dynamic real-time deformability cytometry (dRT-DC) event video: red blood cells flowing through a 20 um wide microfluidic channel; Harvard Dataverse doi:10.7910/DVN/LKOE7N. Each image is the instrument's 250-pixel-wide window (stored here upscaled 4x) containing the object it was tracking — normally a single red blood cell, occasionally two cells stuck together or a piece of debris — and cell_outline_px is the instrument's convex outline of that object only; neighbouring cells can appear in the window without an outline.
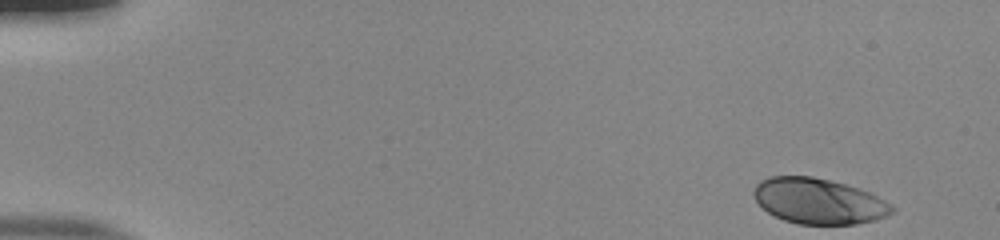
{"species": "human", "species_latin": "Homo sapiens", "temperature_condition": "room temperature", "stored_images_in_passage": 51, "camera_frame_rate_fps": 3000, "um_per_image_px": 0.085, "donor": {"sex": "male"}, "frame": {"image": 1, "passage_image": 1, "time_ms": 0.0, "image_size_px": [1000, 240], "cell_outline_px": [[896, 208], [892, 212], [876, 220], [856, 224], [796, 224], [784, 220], [768, 212], [756, 200], [752, 192], [756, 184], [760, 180], [768, 176], [812, 176], [860, 188], [892, 204]], "centroid_in_image_um": [69.57, 17.09], "position_along_channel_um": 15.4, "area_um2": 36.65}}
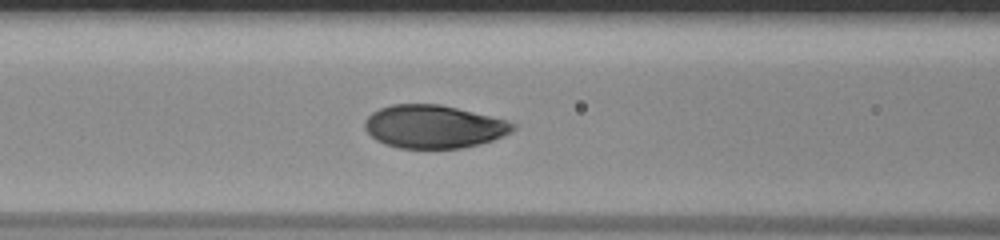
{"frame": {"image": 2, "passage_image": 21, "time_ms": 6.667, "image_size_px": [1000, 240], "cell_outline_px": [[516, 128], [512, 132], [504, 136], [480, 144], [460, 148], [400, 148], [384, 144], [376, 140], [364, 128], [364, 120], [372, 112], [380, 108], [392, 104], [440, 104], [508, 120], [516, 124]], "centroid_in_image_um": [36.88, 10.76], "position_along_channel_um": 129.7, "area_um2": 37.34}}
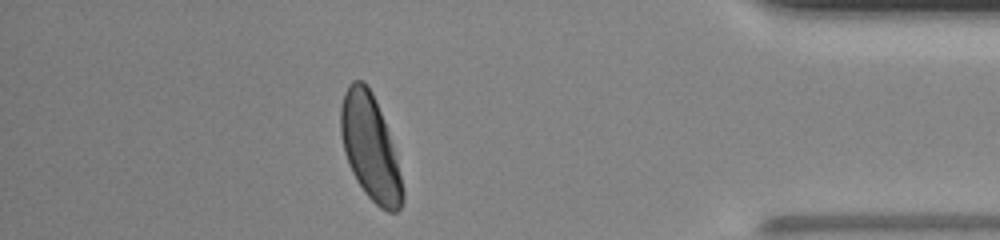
{"frame": {"image": 3, "passage_image": 45, "time_ms": 14.667, "image_size_px": [1000, 240], "cell_outline_px": [[404, 200], [400, 208], [396, 212], [388, 212], [380, 208], [364, 192], [356, 180], [348, 164], [344, 152], [340, 132], [340, 108], [344, 92], [348, 84], [352, 80], [364, 80], [372, 92], [376, 100], [388, 132], [396, 160], [404, 192]], "centroid_in_image_um": [31.43, 12.52], "position_along_channel_um": 403.8, "area_um2": 37.69}, "authors_computed_cell_mechanics": {"area_um2": 37.6278, "velocity_mm_per_s": 3.8496, "shape_relaxation_time_tau1_ms": 2.4414, "shape_relaxation_time_tau2_ms": null, "deformation_change_tau1": 0.1625, "deformation_change_tau2": null}}